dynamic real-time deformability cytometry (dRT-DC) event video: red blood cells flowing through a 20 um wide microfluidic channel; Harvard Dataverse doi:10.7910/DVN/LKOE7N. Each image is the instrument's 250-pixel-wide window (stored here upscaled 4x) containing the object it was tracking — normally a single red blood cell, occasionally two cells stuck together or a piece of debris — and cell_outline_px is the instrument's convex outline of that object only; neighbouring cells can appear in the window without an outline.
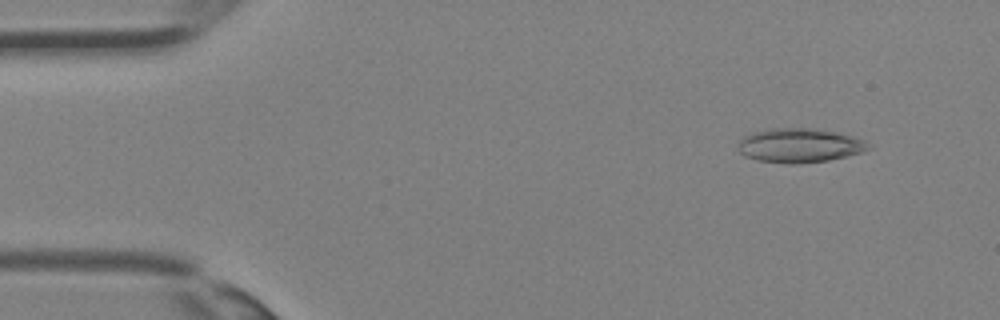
{"species": "Egyptian fruit bat (a non-hibernating species)", "species_latin": "Rousettus aegyptiacus", "temperature_condition": "room temperature", "stored_images_in_passage": 36, "camera_frame_rate_fps": 3000, "um_per_image_px": 0.085, "animal": {"sex": "female"}, "frame": {"image": 1, "passage_image": 4, "time_ms": 1.0, "image_size_px": [1000, 320], "cell_outline_px": [[872, 148], [864, 152], [828, 160], [796, 164], [788, 164], [756, 160], [744, 156], [736, 148], [736, 144], [744, 136], [752, 132], [764, 128], [816, 128], [836, 132], [852, 136], [864, 140]], "centroid_in_image_um": [67.92, 12.36], "position_along_channel_um": 17.1, "area_um2": 26.36}}
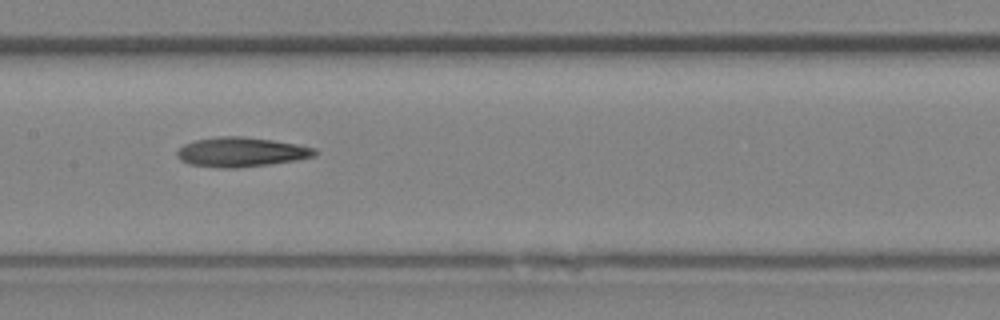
{"frame": {"image": 2, "passage_image": 18, "time_ms": 5.667, "image_size_px": [1000, 320], "cell_outline_px": [[320, 152], [316, 156], [296, 160], [268, 164], [236, 168], [220, 168], [188, 164], [180, 160], [176, 156], [176, 152], [184, 144], [196, 140], [220, 136], [240, 136], [272, 140], [300, 144], [316, 148]], "centroid_in_image_um": [20.53, 12.92], "position_along_channel_um": 186.9, "area_um2": 23.87}}
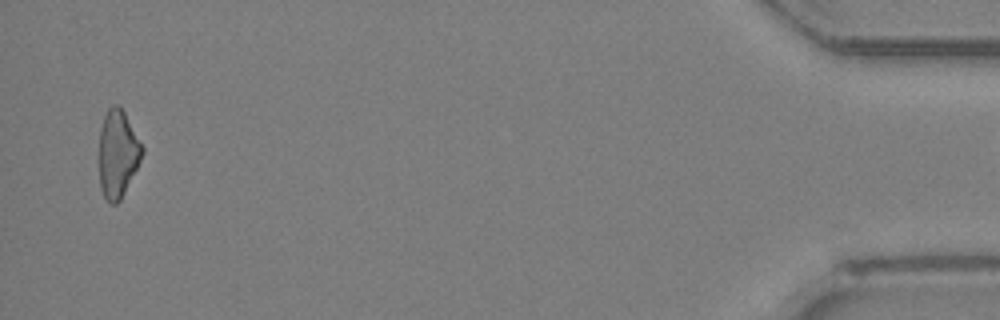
{"frame": {"image": 3, "passage_image": 35, "time_ms": 11.333, "image_size_px": [1000, 320], "cell_outline_px": [[144, 152], [120, 200], [116, 204], [112, 204], [104, 196], [100, 188], [100, 128], [104, 116], [108, 108], [112, 104], [116, 104], [124, 112], [144, 148]], "centroid_in_image_um": [10.0, 13.05], "position_along_channel_um": 425.2, "area_um2": 21.5}}